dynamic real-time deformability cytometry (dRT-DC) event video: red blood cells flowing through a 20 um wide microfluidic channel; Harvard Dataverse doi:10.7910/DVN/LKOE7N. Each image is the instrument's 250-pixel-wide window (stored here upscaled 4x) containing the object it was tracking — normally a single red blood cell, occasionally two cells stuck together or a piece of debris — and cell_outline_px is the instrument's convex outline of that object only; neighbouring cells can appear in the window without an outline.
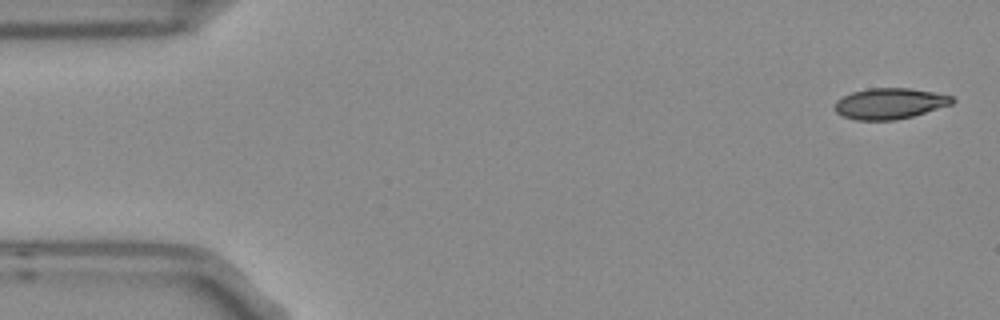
{"species": "Egyptian fruit bat (a non-hibernating species)", "species_latin": "Rousettus aegyptiacus", "temperature_condition": "room temperature", "stored_images_in_passage": 6, "camera_frame_rate_fps": 3000, "um_per_image_px": 0.085, "frame": {"image": 1, "passage_image": 6, "time_ms": 1.667, "image_size_px": [1000, 320], "cell_outline_px": [[956, 100], [952, 104], [912, 116], [896, 120], [856, 120], [844, 116], [836, 112], [832, 108], [836, 100], [852, 92], [868, 88], [908, 88], [932, 92], [952, 96]], "centroid_in_image_um": [75.6, 8.8], "position_along_channel_um": 9.4, "area_um2": 21.1}}